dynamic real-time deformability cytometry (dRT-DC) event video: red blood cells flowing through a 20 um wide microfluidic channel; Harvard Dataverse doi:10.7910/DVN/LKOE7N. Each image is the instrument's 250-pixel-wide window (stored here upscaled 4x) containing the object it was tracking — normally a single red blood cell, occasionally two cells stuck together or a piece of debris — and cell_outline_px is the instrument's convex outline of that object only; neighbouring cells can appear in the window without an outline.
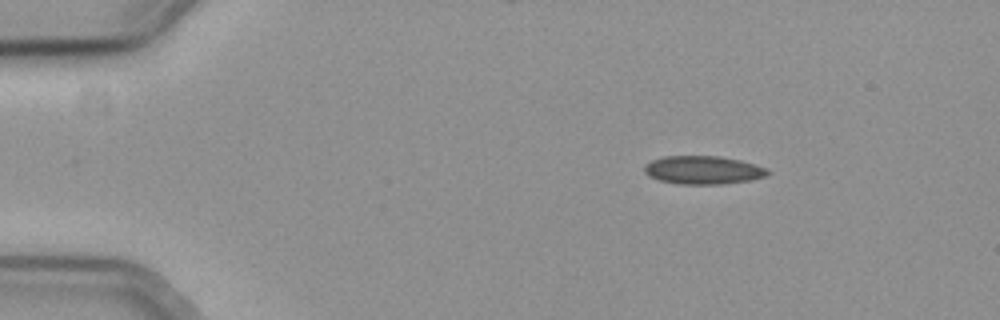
{"species": "common noctule bat (a hibernating species)", "species_latin": "Nyctalus noctula", "temperature_condition": "cold", "stored_images_in_passage": 48, "camera_frame_rate_fps": 3000, "um_per_image_px": 0.085, "animal": {"sex": "female", "body_mass_g": 19.3, "forearm_length_mm": 54.1}, "frame": {"image": 1, "passage_image": 1, "time_ms": 0.0, "image_size_px": [1000, 320], "cell_outline_px": [[772, 172], [764, 176], [748, 180], [720, 184], [680, 184], [660, 180], [648, 176], [644, 172], [644, 164], [652, 160], [664, 156], [720, 156], [740, 160], [768, 168]], "centroid_in_image_um": [59.75, 14.44], "position_along_channel_um": 25.3, "area_um2": 20.29}}
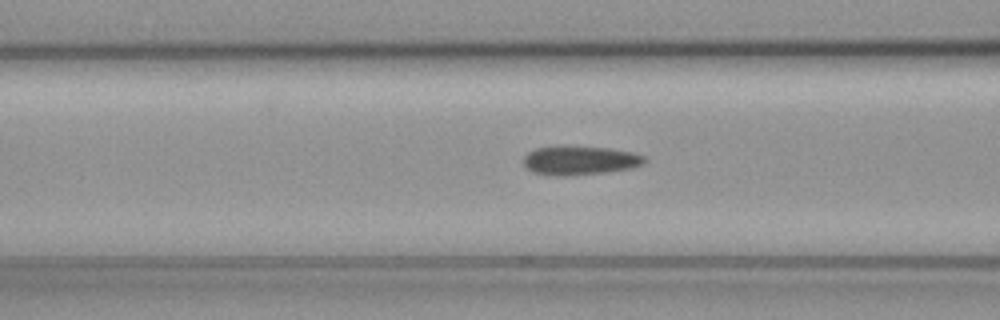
{"frame": {"image": 2, "passage_image": 15, "time_ms": 4.667, "image_size_px": [1000, 320], "cell_outline_px": [[648, 160], [644, 164], [632, 168], [604, 172], [556, 176], [532, 172], [524, 164], [524, 156], [528, 152], [536, 148], [564, 144], [608, 148], [632, 152], [644, 156]], "centroid_in_image_um": [49.29, 13.6], "position_along_channel_um": 117.3, "area_um2": 20.69}}
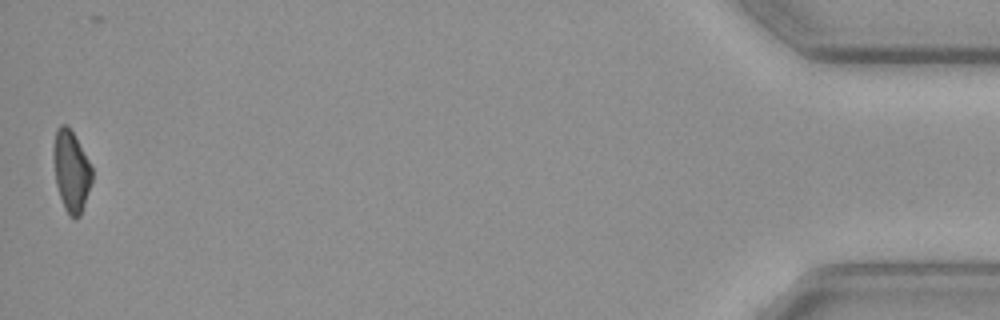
{"frame": {"image": 3, "passage_image": 48, "time_ms": 15.667, "image_size_px": [1000, 320], "cell_outline_px": [[92, 180], [80, 216], [76, 220], [68, 216], [64, 208], [56, 184], [52, 156], [52, 152], [56, 128], [60, 124], [64, 124], [72, 132], [88, 160], [92, 168]], "centroid_in_image_um": [6.03, 14.57], "position_along_channel_um": 429.2, "area_um2": 18.15}, "authors_computed_cell_mechanics": {"area_um2": 19.8543, "velocity_mm_per_s": 3.7107, "shape_relaxation_time_tau1_ms": null, "shape_relaxation_time_tau2_ms": 10.1901, "deformation_change_tau1": null, "deformation_change_tau2": 0.1682}}